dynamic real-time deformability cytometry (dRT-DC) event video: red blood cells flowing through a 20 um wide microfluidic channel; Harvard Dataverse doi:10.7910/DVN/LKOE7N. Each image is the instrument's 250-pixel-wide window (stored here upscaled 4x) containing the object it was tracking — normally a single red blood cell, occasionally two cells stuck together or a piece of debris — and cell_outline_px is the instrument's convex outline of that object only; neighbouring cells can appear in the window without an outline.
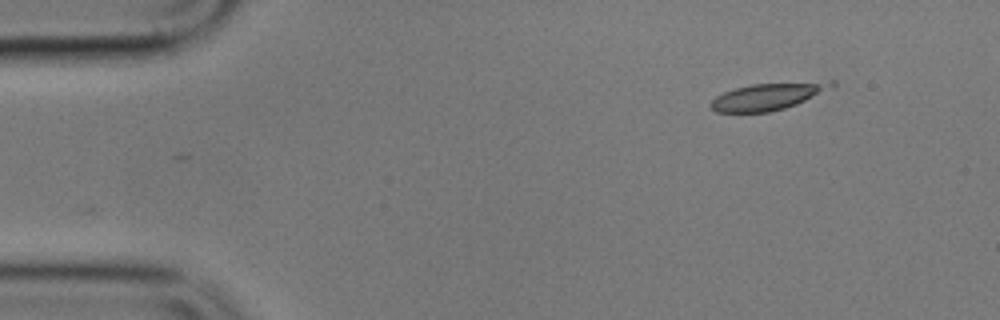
{"species": "common noctule bat (a hibernating species)", "species_latin": "Nyctalus noctula", "temperature_condition": "cold", "stored_images_in_passage": 7, "segment_of_instrument_passage": [2, 2], "camera_frame_rate_fps": 3000, "um_per_image_px": 0.085, "animal": {"sex": "male", "body_mass_g": 17.9}, "frame": {"image": 1, "passage_image": 7, "time_ms": 8.0, "image_size_px": [1000, 320], "cell_outline_px": [[836, 84], [832, 88], [796, 104], [784, 108], [768, 112], [716, 112], [708, 104], [716, 96], [724, 92], [736, 88], [752, 84], [832, 80], [836, 80]], "centroid_in_image_um": [65.31, 8.18], "position_along_channel_um": 19.7, "area_um2": 19.02}}